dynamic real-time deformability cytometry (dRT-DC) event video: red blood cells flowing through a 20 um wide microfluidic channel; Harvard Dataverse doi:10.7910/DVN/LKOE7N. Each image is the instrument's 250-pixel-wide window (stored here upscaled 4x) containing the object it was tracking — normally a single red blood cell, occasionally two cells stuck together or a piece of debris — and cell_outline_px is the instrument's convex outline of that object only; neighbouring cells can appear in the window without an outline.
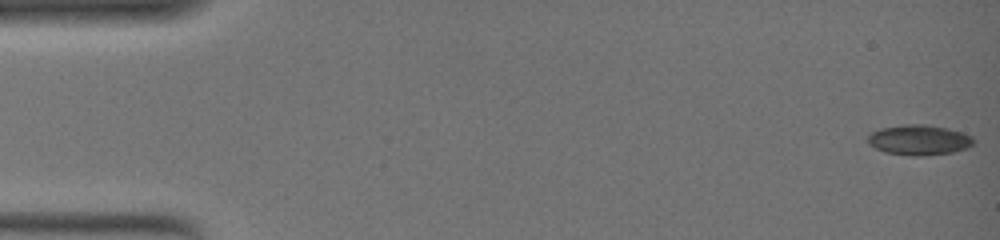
{"species": "common noctule bat (a hibernating species)", "species_latin": "Nyctalus noctula", "temperature_condition": "warm", "stored_images_in_passage": 19, "camera_frame_rate_fps": 3000, "um_per_image_px": 0.085, "animal": {"sex": "female", "body_mass_g": 19.0, "forearm_length_mm": 51.5}, "frame": {"image": 1, "passage_image": 1, "time_ms": 0.0, "image_size_px": [1000, 240], "cell_outline_px": [[976, 140], [968, 148], [952, 152], [920, 156], [912, 156], [884, 152], [868, 144], [868, 136], [872, 132], [880, 128], [904, 124], [928, 124], [948, 128], [972, 136]], "centroid_in_image_um": [78.12, 11.89], "position_along_channel_um": 6.9, "area_um2": 18.73}}
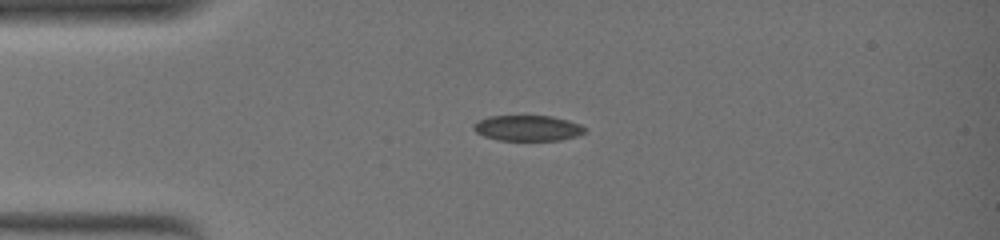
{"frame": {"image": 2, "passage_image": 16, "time_ms": 6.0, "image_size_px": [1000, 240], "cell_outline_px": [[588, 128], [584, 132], [576, 136], [560, 140], [500, 140], [484, 136], [476, 132], [472, 128], [472, 124], [476, 120], [488, 116], [552, 116], [568, 120], [580, 124]], "centroid_in_image_um": [44.83, 10.88], "position_along_channel_um": 40.2, "area_um2": 16.7}}